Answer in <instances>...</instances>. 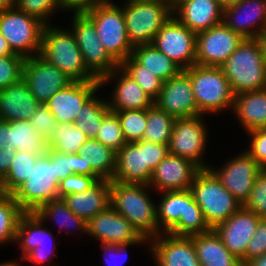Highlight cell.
Returning <instances> with one entry per match:
<instances>
[{"mask_svg":"<svg viewBox=\"0 0 266 266\" xmlns=\"http://www.w3.org/2000/svg\"><path fill=\"white\" fill-rule=\"evenodd\" d=\"M162 193L164 196L156 207V220L158 227L161 225L165 233L190 237L211 230L190 190L163 191Z\"/></svg>","mask_w":266,"mask_h":266,"instance_id":"cell-1","label":"cell"},{"mask_svg":"<svg viewBox=\"0 0 266 266\" xmlns=\"http://www.w3.org/2000/svg\"><path fill=\"white\" fill-rule=\"evenodd\" d=\"M87 234L101 240V244L119 245L148 240L111 205L87 222Z\"/></svg>","mask_w":266,"mask_h":266,"instance_id":"cell-19","label":"cell"},{"mask_svg":"<svg viewBox=\"0 0 266 266\" xmlns=\"http://www.w3.org/2000/svg\"><path fill=\"white\" fill-rule=\"evenodd\" d=\"M190 237L201 266H243L240 259L224 246L213 229Z\"/></svg>","mask_w":266,"mask_h":266,"instance_id":"cell-29","label":"cell"},{"mask_svg":"<svg viewBox=\"0 0 266 266\" xmlns=\"http://www.w3.org/2000/svg\"><path fill=\"white\" fill-rule=\"evenodd\" d=\"M42 223L43 221L34 212H25L19 219L16 231L15 240L19 241L22 247L24 254L22 258L35 264L48 260L45 242H48L46 239L52 233L43 229Z\"/></svg>","mask_w":266,"mask_h":266,"instance_id":"cell-26","label":"cell"},{"mask_svg":"<svg viewBox=\"0 0 266 266\" xmlns=\"http://www.w3.org/2000/svg\"><path fill=\"white\" fill-rule=\"evenodd\" d=\"M189 190L211 229L226 221L242 207L210 169H201Z\"/></svg>","mask_w":266,"mask_h":266,"instance_id":"cell-6","label":"cell"},{"mask_svg":"<svg viewBox=\"0 0 266 266\" xmlns=\"http://www.w3.org/2000/svg\"><path fill=\"white\" fill-rule=\"evenodd\" d=\"M169 154L168 145L144 140L126 142L117 152L112 180L149 185L153 170Z\"/></svg>","mask_w":266,"mask_h":266,"instance_id":"cell-4","label":"cell"},{"mask_svg":"<svg viewBox=\"0 0 266 266\" xmlns=\"http://www.w3.org/2000/svg\"><path fill=\"white\" fill-rule=\"evenodd\" d=\"M97 180L93 176L72 174L62 179L59 184L58 195L60 198L68 194L80 193L92 187Z\"/></svg>","mask_w":266,"mask_h":266,"instance_id":"cell-50","label":"cell"},{"mask_svg":"<svg viewBox=\"0 0 266 266\" xmlns=\"http://www.w3.org/2000/svg\"><path fill=\"white\" fill-rule=\"evenodd\" d=\"M37 132L48 142L56 128V119L46 104H40L29 120Z\"/></svg>","mask_w":266,"mask_h":266,"instance_id":"cell-48","label":"cell"},{"mask_svg":"<svg viewBox=\"0 0 266 266\" xmlns=\"http://www.w3.org/2000/svg\"><path fill=\"white\" fill-rule=\"evenodd\" d=\"M131 57L148 71L154 73L163 81L177 76L182 69L168 58L164 53L158 50L153 44L135 46Z\"/></svg>","mask_w":266,"mask_h":266,"instance_id":"cell-33","label":"cell"},{"mask_svg":"<svg viewBox=\"0 0 266 266\" xmlns=\"http://www.w3.org/2000/svg\"><path fill=\"white\" fill-rule=\"evenodd\" d=\"M72 174L93 176L97 181L101 180L92 167H86L85 160L79 154L69 155L55 151V177L60 182Z\"/></svg>","mask_w":266,"mask_h":266,"instance_id":"cell-43","label":"cell"},{"mask_svg":"<svg viewBox=\"0 0 266 266\" xmlns=\"http://www.w3.org/2000/svg\"><path fill=\"white\" fill-rule=\"evenodd\" d=\"M72 26L84 65L96 79L100 80L101 86L109 79L118 77L116 73L121 72L120 64L100 42L93 21L84 12H75Z\"/></svg>","mask_w":266,"mask_h":266,"instance_id":"cell-7","label":"cell"},{"mask_svg":"<svg viewBox=\"0 0 266 266\" xmlns=\"http://www.w3.org/2000/svg\"><path fill=\"white\" fill-rule=\"evenodd\" d=\"M220 68L234 94L266 89V63L257 39H244Z\"/></svg>","mask_w":266,"mask_h":266,"instance_id":"cell-2","label":"cell"},{"mask_svg":"<svg viewBox=\"0 0 266 266\" xmlns=\"http://www.w3.org/2000/svg\"><path fill=\"white\" fill-rule=\"evenodd\" d=\"M242 207L266 219V170H262L255 178L250 195Z\"/></svg>","mask_w":266,"mask_h":266,"instance_id":"cell-46","label":"cell"},{"mask_svg":"<svg viewBox=\"0 0 266 266\" xmlns=\"http://www.w3.org/2000/svg\"><path fill=\"white\" fill-rule=\"evenodd\" d=\"M201 170L191 160L168 154L153 170L149 183L159 191L189 190Z\"/></svg>","mask_w":266,"mask_h":266,"instance_id":"cell-21","label":"cell"},{"mask_svg":"<svg viewBox=\"0 0 266 266\" xmlns=\"http://www.w3.org/2000/svg\"><path fill=\"white\" fill-rule=\"evenodd\" d=\"M261 218L241 207L226 221L213 228L224 246L238 259H242Z\"/></svg>","mask_w":266,"mask_h":266,"instance_id":"cell-22","label":"cell"},{"mask_svg":"<svg viewBox=\"0 0 266 266\" xmlns=\"http://www.w3.org/2000/svg\"><path fill=\"white\" fill-rule=\"evenodd\" d=\"M120 67L131 76L155 100L163 87V80L139 65L131 56L125 59Z\"/></svg>","mask_w":266,"mask_h":266,"instance_id":"cell-40","label":"cell"},{"mask_svg":"<svg viewBox=\"0 0 266 266\" xmlns=\"http://www.w3.org/2000/svg\"><path fill=\"white\" fill-rule=\"evenodd\" d=\"M0 266H18L17 263H12V262H6V263H3V264H0Z\"/></svg>","mask_w":266,"mask_h":266,"instance_id":"cell-63","label":"cell"},{"mask_svg":"<svg viewBox=\"0 0 266 266\" xmlns=\"http://www.w3.org/2000/svg\"><path fill=\"white\" fill-rule=\"evenodd\" d=\"M143 242H145V241H134V242H131V243H128V244H125V243H123V244H119V245H109V244H101L102 245V248L104 249V251L105 252H109V253H112V254H118V256L120 255V252L121 253H124V252H126V246H129V245H134V244H138V243H143ZM108 253V254H109ZM124 255H126L127 256V254L126 253H124ZM109 256H110V254H109ZM113 256H111V258H112ZM110 258V257H109ZM111 258L108 260V258L106 257V263L107 264H109L110 266H118V265H114V264H111L110 262H111ZM123 263V260L120 262V264L119 265H121Z\"/></svg>","mask_w":266,"mask_h":266,"instance_id":"cell-54","label":"cell"},{"mask_svg":"<svg viewBox=\"0 0 266 266\" xmlns=\"http://www.w3.org/2000/svg\"><path fill=\"white\" fill-rule=\"evenodd\" d=\"M123 74L113 92V104L108 103L111 111L149 109L154 100L122 68Z\"/></svg>","mask_w":266,"mask_h":266,"instance_id":"cell-31","label":"cell"},{"mask_svg":"<svg viewBox=\"0 0 266 266\" xmlns=\"http://www.w3.org/2000/svg\"><path fill=\"white\" fill-rule=\"evenodd\" d=\"M165 235L167 238L159 234L151 239L157 266H201L191 237Z\"/></svg>","mask_w":266,"mask_h":266,"instance_id":"cell-24","label":"cell"},{"mask_svg":"<svg viewBox=\"0 0 266 266\" xmlns=\"http://www.w3.org/2000/svg\"><path fill=\"white\" fill-rule=\"evenodd\" d=\"M24 213L13 195L0 203V244L15 241L18 222Z\"/></svg>","mask_w":266,"mask_h":266,"instance_id":"cell-41","label":"cell"},{"mask_svg":"<svg viewBox=\"0 0 266 266\" xmlns=\"http://www.w3.org/2000/svg\"><path fill=\"white\" fill-rule=\"evenodd\" d=\"M240 1L241 0H218L219 5L223 10L231 6L237 5Z\"/></svg>","mask_w":266,"mask_h":266,"instance_id":"cell-61","label":"cell"},{"mask_svg":"<svg viewBox=\"0 0 266 266\" xmlns=\"http://www.w3.org/2000/svg\"><path fill=\"white\" fill-rule=\"evenodd\" d=\"M39 105L23 79L0 90V120L29 121Z\"/></svg>","mask_w":266,"mask_h":266,"instance_id":"cell-27","label":"cell"},{"mask_svg":"<svg viewBox=\"0 0 266 266\" xmlns=\"http://www.w3.org/2000/svg\"><path fill=\"white\" fill-rule=\"evenodd\" d=\"M40 154L28 151L16 152L10 169L4 177L8 192L12 195L28 178Z\"/></svg>","mask_w":266,"mask_h":266,"instance_id":"cell-39","label":"cell"},{"mask_svg":"<svg viewBox=\"0 0 266 266\" xmlns=\"http://www.w3.org/2000/svg\"><path fill=\"white\" fill-rule=\"evenodd\" d=\"M152 44L182 70L196 65V33L174 15L157 32Z\"/></svg>","mask_w":266,"mask_h":266,"instance_id":"cell-13","label":"cell"},{"mask_svg":"<svg viewBox=\"0 0 266 266\" xmlns=\"http://www.w3.org/2000/svg\"><path fill=\"white\" fill-rule=\"evenodd\" d=\"M101 87L100 81H73L66 88L58 91L46 103L56 119V123L73 124L77 114Z\"/></svg>","mask_w":266,"mask_h":266,"instance_id":"cell-20","label":"cell"},{"mask_svg":"<svg viewBox=\"0 0 266 266\" xmlns=\"http://www.w3.org/2000/svg\"><path fill=\"white\" fill-rule=\"evenodd\" d=\"M175 119L153 104L147 109V123L142 140L168 145Z\"/></svg>","mask_w":266,"mask_h":266,"instance_id":"cell-36","label":"cell"},{"mask_svg":"<svg viewBox=\"0 0 266 266\" xmlns=\"http://www.w3.org/2000/svg\"><path fill=\"white\" fill-rule=\"evenodd\" d=\"M221 169L209 168L221 184L243 205L253 188L255 178L262 171L256 160L246 151Z\"/></svg>","mask_w":266,"mask_h":266,"instance_id":"cell-18","label":"cell"},{"mask_svg":"<svg viewBox=\"0 0 266 266\" xmlns=\"http://www.w3.org/2000/svg\"><path fill=\"white\" fill-rule=\"evenodd\" d=\"M11 194L8 192L4 178L0 177V203L6 200Z\"/></svg>","mask_w":266,"mask_h":266,"instance_id":"cell-58","label":"cell"},{"mask_svg":"<svg viewBox=\"0 0 266 266\" xmlns=\"http://www.w3.org/2000/svg\"><path fill=\"white\" fill-rule=\"evenodd\" d=\"M110 111L108 102L95 98L93 95L83 104L73 124L76 125L88 139H95L103 118Z\"/></svg>","mask_w":266,"mask_h":266,"instance_id":"cell-35","label":"cell"},{"mask_svg":"<svg viewBox=\"0 0 266 266\" xmlns=\"http://www.w3.org/2000/svg\"><path fill=\"white\" fill-rule=\"evenodd\" d=\"M22 79L40 104H46L52 95L73 82L55 65L49 64L36 54L25 59Z\"/></svg>","mask_w":266,"mask_h":266,"instance_id":"cell-16","label":"cell"},{"mask_svg":"<svg viewBox=\"0 0 266 266\" xmlns=\"http://www.w3.org/2000/svg\"><path fill=\"white\" fill-rule=\"evenodd\" d=\"M180 23L194 33L208 30L223 21V9L218 0H179L173 5V14Z\"/></svg>","mask_w":266,"mask_h":266,"instance_id":"cell-25","label":"cell"},{"mask_svg":"<svg viewBox=\"0 0 266 266\" xmlns=\"http://www.w3.org/2000/svg\"><path fill=\"white\" fill-rule=\"evenodd\" d=\"M190 78L198 111L203 115L234 108L235 94L220 67L193 65L184 70Z\"/></svg>","mask_w":266,"mask_h":266,"instance_id":"cell-8","label":"cell"},{"mask_svg":"<svg viewBox=\"0 0 266 266\" xmlns=\"http://www.w3.org/2000/svg\"><path fill=\"white\" fill-rule=\"evenodd\" d=\"M45 24L18 8L0 10V32L11 50L25 59L39 55ZM32 51V52H31Z\"/></svg>","mask_w":266,"mask_h":266,"instance_id":"cell-10","label":"cell"},{"mask_svg":"<svg viewBox=\"0 0 266 266\" xmlns=\"http://www.w3.org/2000/svg\"><path fill=\"white\" fill-rule=\"evenodd\" d=\"M9 144V121L0 120V149Z\"/></svg>","mask_w":266,"mask_h":266,"instance_id":"cell-55","label":"cell"},{"mask_svg":"<svg viewBox=\"0 0 266 266\" xmlns=\"http://www.w3.org/2000/svg\"><path fill=\"white\" fill-rule=\"evenodd\" d=\"M15 153V150L9 149L7 146L0 149V177L4 178L7 175Z\"/></svg>","mask_w":266,"mask_h":266,"instance_id":"cell-53","label":"cell"},{"mask_svg":"<svg viewBox=\"0 0 266 266\" xmlns=\"http://www.w3.org/2000/svg\"><path fill=\"white\" fill-rule=\"evenodd\" d=\"M43 222L45 219H49V217L54 218L59 223L60 220L62 221L61 227L64 226H71L78 228V230H83L87 233V222L76 216L67 206L66 201L63 198H55L51 201L47 202L40 206L34 212ZM73 224V225H72ZM71 225V226H70ZM63 226V227H64ZM68 227V228H69ZM67 228V227H66Z\"/></svg>","mask_w":266,"mask_h":266,"instance_id":"cell-38","label":"cell"},{"mask_svg":"<svg viewBox=\"0 0 266 266\" xmlns=\"http://www.w3.org/2000/svg\"><path fill=\"white\" fill-rule=\"evenodd\" d=\"M202 115L176 118L168 143L169 154L191 160L201 169L210 167L200 161L205 149L207 132Z\"/></svg>","mask_w":266,"mask_h":266,"instance_id":"cell-14","label":"cell"},{"mask_svg":"<svg viewBox=\"0 0 266 266\" xmlns=\"http://www.w3.org/2000/svg\"><path fill=\"white\" fill-rule=\"evenodd\" d=\"M59 180L55 177V151L47 149L36 161L28 178L12 195L24 212L58 198Z\"/></svg>","mask_w":266,"mask_h":266,"instance_id":"cell-9","label":"cell"},{"mask_svg":"<svg viewBox=\"0 0 266 266\" xmlns=\"http://www.w3.org/2000/svg\"><path fill=\"white\" fill-rule=\"evenodd\" d=\"M222 22L244 39H256L266 30V0H241L223 10Z\"/></svg>","mask_w":266,"mask_h":266,"instance_id":"cell-23","label":"cell"},{"mask_svg":"<svg viewBox=\"0 0 266 266\" xmlns=\"http://www.w3.org/2000/svg\"><path fill=\"white\" fill-rule=\"evenodd\" d=\"M19 0H0V10L17 8Z\"/></svg>","mask_w":266,"mask_h":266,"instance_id":"cell-59","label":"cell"},{"mask_svg":"<svg viewBox=\"0 0 266 266\" xmlns=\"http://www.w3.org/2000/svg\"><path fill=\"white\" fill-rule=\"evenodd\" d=\"M10 55H17V54H15L11 50L7 40L3 37V35L0 32V56H10Z\"/></svg>","mask_w":266,"mask_h":266,"instance_id":"cell-56","label":"cell"},{"mask_svg":"<svg viewBox=\"0 0 266 266\" xmlns=\"http://www.w3.org/2000/svg\"><path fill=\"white\" fill-rule=\"evenodd\" d=\"M251 135V149L247 152L256 160L262 170H266V128L247 132Z\"/></svg>","mask_w":266,"mask_h":266,"instance_id":"cell-51","label":"cell"},{"mask_svg":"<svg viewBox=\"0 0 266 266\" xmlns=\"http://www.w3.org/2000/svg\"><path fill=\"white\" fill-rule=\"evenodd\" d=\"M245 266H266V253L261 256L255 257Z\"/></svg>","mask_w":266,"mask_h":266,"instance_id":"cell-57","label":"cell"},{"mask_svg":"<svg viewBox=\"0 0 266 266\" xmlns=\"http://www.w3.org/2000/svg\"><path fill=\"white\" fill-rule=\"evenodd\" d=\"M95 139L115 152H118L126 144L119 118L115 112L110 111L103 118Z\"/></svg>","mask_w":266,"mask_h":266,"instance_id":"cell-44","label":"cell"},{"mask_svg":"<svg viewBox=\"0 0 266 266\" xmlns=\"http://www.w3.org/2000/svg\"><path fill=\"white\" fill-rule=\"evenodd\" d=\"M24 62L20 55L0 56V90L22 79Z\"/></svg>","mask_w":266,"mask_h":266,"instance_id":"cell-45","label":"cell"},{"mask_svg":"<svg viewBox=\"0 0 266 266\" xmlns=\"http://www.w3.org/2000/svg\"><path fill=\"white\" fill-rule=\"evenodd\" d=\"M88 138L74 124L57 123L54 133L47 142L49 150L64 154H78L79 148Z\"/></svg>","mask_w":266,"mask_h":266,"instance_id":"cell-37","label":"cell"},{"mask_svg":"<svg viewBox=\"0 0 266 266\" xmlns=\"http://www.w3.org/2000/svg\"><path fill=\"white\" fill-rule=\"evenodd\" d=\"M233 109L247 132L266 128V89L235 94Z\"/></svg>","mask_w":266,"mask_h":266,"instance_id":"cell-30","label":"cell"},{"mask_svg":"<svg viewBox=\"0 0 266 266\" xmlns=\"http://www.w3.org/2000/svg\"><path fill=\"white\" fill-rule=\"evenodd\" d=\"M156 1H168V0H129L128 4H137V3H152Z\"/></svg>","mask_w":266,"mask_h":266,"instance_id":"cell-62","label":"cell"},{"mask_svg":"<svg viewBox=\"0 0 266 266\" xmlns=\"http://www.w3.org/2000/svg\"><path fill=\"white\" fill-rule=\"evenodd\" d=\"M154 105L175 118L202 115L194 99L189 75L182 70L177 76L163 82Z\"/></svg>","mask_w":266,"mask_h":266,"instance_id":"cell-17","label":"cell"},{"mask_svg":"<svg viewBox=\"0 0 266 266\" xmlns=\"http://www.w3.org/2000/svg\"><path fill=\"white\" fill-rule=\"evenodd\" d=\"M66 9L84 12L90 8L113 4L109 0H64Z\"/></svg>","mask_w":266,"mask_h":266,"instance_id":"cell-52","label":"cell"},{"mask_svg":"<svg viewBox=\"0 0 266 266\" xmlns=\"http://www.w3.org/2000/svg\"><path fill=\"white\" fill-rule=\"evenodd\" d=\"M78 154L85 160L86 167L105 180H112L116 169L117 152L96 139H87L79 148Z\"/></svg>","mask_w":266,"mask_h":266,"instance_id":"cell-32","label":"cell"},{"mask_svg":"<svg viewBox=\"0 0 266 266\" xmlns=\"http://www.w3.org/2000/svg\"><path fill=\"white\" fill-rule=\"evenodd\" d=\"M111 180H98L88 190L63 197L68 208L86 222L110 206Z\"/></svg>","mask_w":266,"mask_h":266,"instance_id":"cell-28","label":"cell"},{"mask_svg":"<svg viewBox=\"0 0 266 266\" xmlns=\"http://www.w3.org/2000/svg\"><path fill=\"white\" fill-rule=\"evenodd\" d=\"M84 13L93 21L100 42L108 53L121 64L132 54L122 8L115 4L90 8Z\"/></svg>","mask_w":266,"mask_h":266,"instance_id":"cell-12","label":"cell"},{"mask_svg":"<svg viewBox=\"0 0 266 266\" xmlns=\"http://www.w3.org/2000/svg\"><path fill=\"white\" fill-rule=\"evenodd\" d=\"M256 39L260 43V47L262 49V52H263V55H264V59H265V63H266V30L263 33H261Z\"/></svg>","mask_w":266,"mask_h":266,"instance_id":"cell-60","label":"cell"},{"mask_svg":"<svg viewBox=\"0 0 266 266\" xmlns=\"http://www.w3.org/2000/svg\"><path fill=\"white\" fill-rule=\"evenodd\" d=\"M122 8L132 46L152 44L157 32L174 15L169 1L126 4Z\"/></svg>","mask_w":266,"mask_h":266,"instance_id":"cell-11","label":"cell"},{"mask_svg":"<svg viewBox=\"0 0 266 266\" xmlns=\"http://www.w3.org/2000/svg\"><path fill=\"white\" fill-rule=\"evenodd\" d=\"M9 149L23 153L28 151L43 155L46 153L47 141L26 120L9 121Z\"/></svg>","mask_w":266,"mask_h":266,"instance_id":"cell-34","label":"cell"},{"mask_svg":"<svg viewBox=\"0 0 266 266\" xmlns=\"http://www.w3.org/2000/svg\"><path fill=\"white\" fill-rule=\"evenodd\" d=\"M172 5H174L179 0H168Z\"/></svg>","mask_w":266,"mask_h":266,"instance_id":"cell-64","label":"cell"},{"mask_svg":"<svg viewBox=\"0 0 266 266\" xmlns=\"http://www.w3.org/2000/svg\"><path fill=\"white\" fill-rule=\"evenodd\" d=\"M39 55L73 81H100L85 67L73 32L45 25Z\"/></svg>","mask_w":266,"mask_h":266,"instance_id":"cell-5","label":"cell"},{"mask_svg":"<svg viewBox=\"0 0 266 266\" xmlns=\"http://www.w3.org/2000/svg\"><path fill=\"white\" fill-rule=\"evenodd\" d=\"M59 8H66L64 0H19L17 8L47 25V16ZM55 9V10H54Z\"/></svg>","mask_w":266,"mask_h":266,"instance_id":"cell-47","label":"cell"},{"mask_svg":"<svg viewBox=\"0 0 266 266\" xmlns=\"http://www.w3.org/2000/svg\"><path fill=\"white\" fill-rule=\"evenodd\" d=\"M266 253V219L261 218L258 221L257 228L248 242L245 255L240 260L242 265L245 266L249 261L255 257L261 256Z\"/></svg>","mask_w":266,"mask_h":266,"instance_id":"cell-49","label":"cell"},{"mask_svg":"<svg viewBox=\"0 0 266 266\" xmlns=\"http://www.w3.org/2000/svg\"><path fill=\"white\" fill-rule=\"evenodd\" d=\"M147 186L111 180L110 205L149 241L162 230L158 228L156 207L145 191Z\"/></svg>","mask_w":266,"mask_h":266,"instance_id":"cell-3","label":"cell"},{"mask_svg":"<svg viewBox=\"0 0 266 266\" xmlns=\"http://www.w3.org/2000/svg\"><path fill=\"white\" fill-rule=\"evenodd\" d=\"M112 112H115L119 118L122 134L126 142L142 140L147 123V109Z\"/></svg>","mask_w":266,"mask_h":266,"instance_id":"cell-42","label":"cell"},{"mask_svg":"<svg viewBox=\"0 0 266 266\" xmlns=\"http://www.w3.org/2000/svg\"><path fill=\"white\" fill-rule=\"evenodd\" d=\"M244 40L223 22L196 34V65L220 67Z\"/></svg>","mask_w":266,"mask_h":266,"instance_id":"cell-15","label":"cell"}]
</instances>
